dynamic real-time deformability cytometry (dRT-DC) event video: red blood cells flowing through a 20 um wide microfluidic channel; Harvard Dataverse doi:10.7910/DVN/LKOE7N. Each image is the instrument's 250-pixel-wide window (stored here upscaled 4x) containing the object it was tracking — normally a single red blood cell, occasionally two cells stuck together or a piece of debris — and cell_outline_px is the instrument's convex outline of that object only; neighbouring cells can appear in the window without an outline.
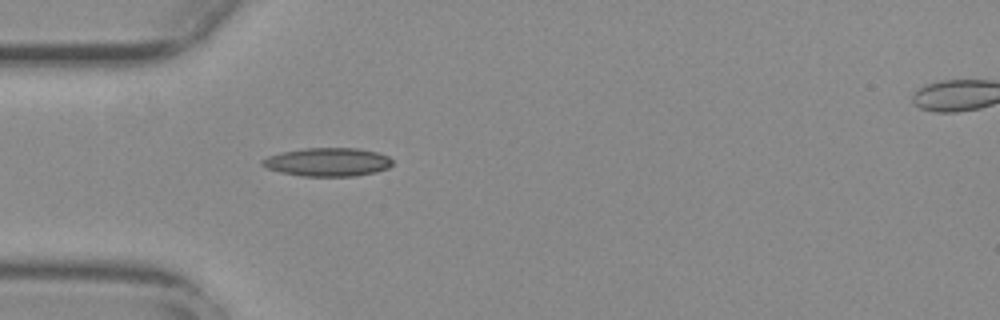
{"species": "common noctule bat (a hibernating species)", "species_latin": "Nyctalus noctula", "temperature_condition": "warm", "stored_images_in_passage": 41, "camera_frame_rate_fps": 3000, "um_per_image_px": 0.085, "animal": {"sex": "female", "body_mass_g": 29.2, "forearm_length_mm": 56.3}, "frame": {"image": 1, "passage_image": 5, "time_ms": 1.333, "image_size_px": [1000, 320], "cell_outline_px": [[392, 164], [388, 168], [376, 172], [356, 176], [300, 176], [280, 172], [268, 168], [260, 164], [260, 160], [268, 156], [284, 152], [304, 148], [356, 148], [376, 152], [388, 156], [392, 160]], "centroid_in_image_um": [27.85, 13.78], "position_along_channel_um": 57.2, "area_um2": 21.56}}
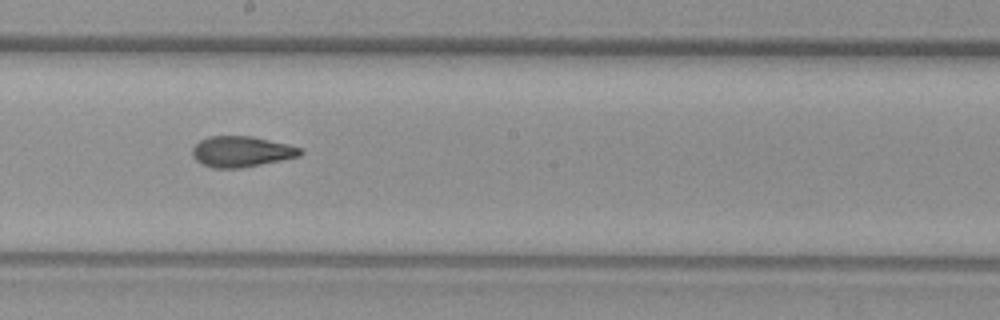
{"frame": {"image": 2, "passage_image": 19, "time_ms": 6.0, "image_size_px": [1000, 320], "cell_outline_px": [[304, 152], [300, 156], [240, 168], [212, 168], [200, 164], [192, 156], [192, 148], [200, 140], [208, 136], [252, 136], [288, 144], [300, 148]], "centroid_in_image_um": [20.49, 12.88], "position_along_channel_um": 227.7, "area_um2": 19.36}}
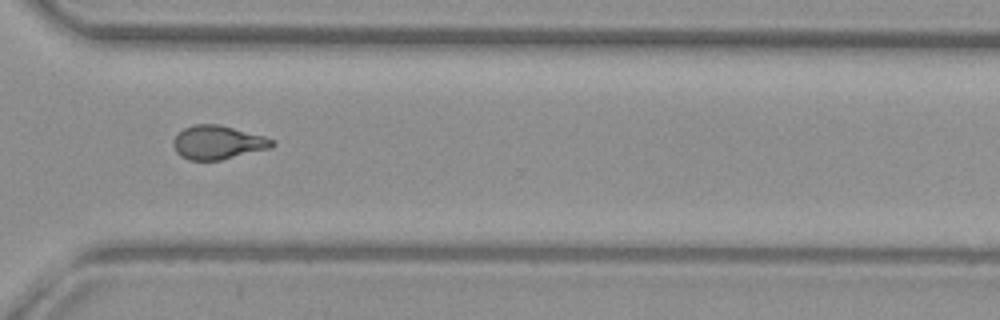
{"frame": {"image": 3, "passage_image": 29, "time_ms": 9.333, "image_size_px": [1000, 320], "cell_outline_px": [[276, 144], [268, 148], [220, 160], [188, 160], [180, 156], [176, 152], [172, 144], [172, 140], [184, 128], [192, 124], [220, 124], [264, 136], [276, 140]], "centroid_in_image_um": [18.49, 12.1], "position_along_channel_um": 352.1, "area_um2": 19.42}, "authors_computed_cell_mechanics": {"area_um2": 19.5942, "velocity_mm_per_s": 3.7381, "shape_relaxation_time_tau1_ms": null, "shape_relaxation_time_tau2_ms": 2.1731, "deformation_change_tau1": null, "deformation_change_tau2": 0.0945}}